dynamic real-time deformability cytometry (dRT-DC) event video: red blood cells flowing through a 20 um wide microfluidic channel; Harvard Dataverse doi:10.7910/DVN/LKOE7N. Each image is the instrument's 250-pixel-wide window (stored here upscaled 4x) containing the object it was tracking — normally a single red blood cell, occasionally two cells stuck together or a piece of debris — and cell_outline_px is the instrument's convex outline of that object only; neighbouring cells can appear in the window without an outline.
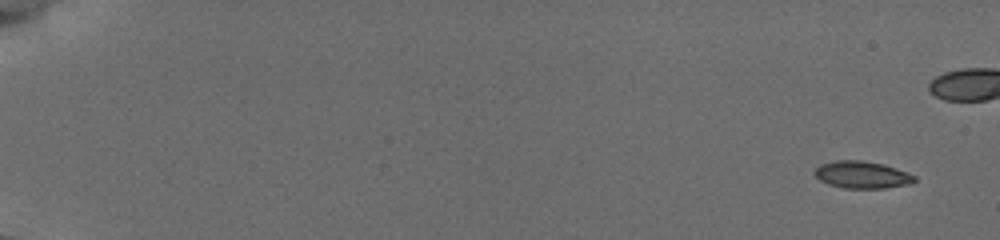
{"species": "common noctule bat (a hibernating species)", "species_latin": "Nyctalus noctula", "temperature_condition": "cold", "stored_images_in_passage": 48, "camera_frame_rate_fps": 3000, "um_per_image_px": 0.085, "animal": {"sex": "female", "body_mass_g": 19.5, "forearm_length_mm": 54.1}, "frame": {"image": 1, "passage_image": 1, "time_ms": 0.0, "image_size_px": [1000, 240], "cell_outline_px": [[916, 180], [912, 184], [884, 188], [844, 188], [828, 184], [820, 180], [812, 172], [820, 164], [836, 160], [864, 160], [884, 164], [908, 172], [916, 176]], "centroid_in_image_um": [73.29, 14.85], "position_along_channel_um": 11.7, "area_um2": 16.01}}
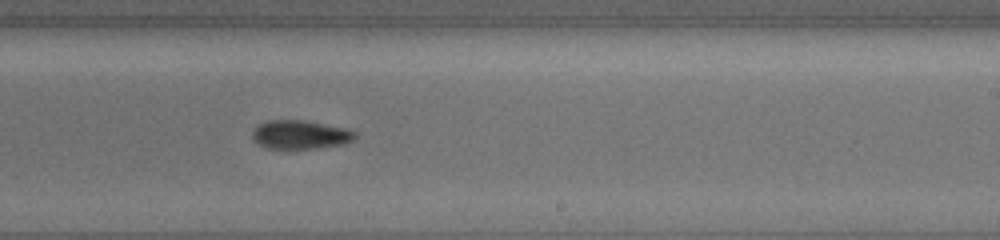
{"frame": {"image": 2, "passage_image": 35, "time_ms": 11.333, "image_size_px": [1000, 240], "cell_outline_px": [[356, 136], [352, 140], [344, 144], [320, 148], [268, 148], [252, 140], [252, 132], [260, 124], [268, 120], [304, 120], [348, 128], [356, 132]], "centroid_in_image_um": [25.56, 11.44], "position_along_channel_um": 263.4, "area_um2": 17.17}}
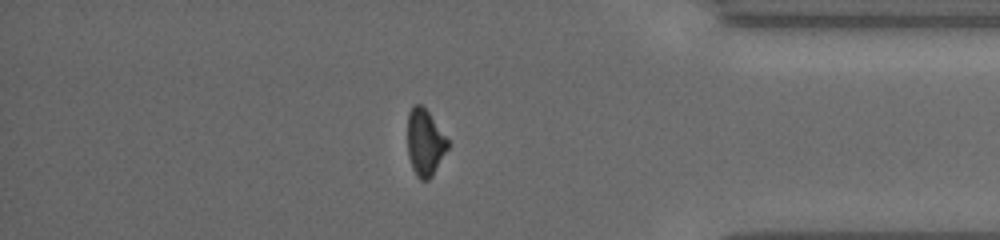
{"frame": {"image": 3, "passage_image": 47, "time_ms": 15.333, "image_size_px": [1000, 240], "cell_outline_px": [[448, 148], [432, 176], [428, 180], [420, 180], [416, 176], [412, 168], [408, 156], [408, 112], [416, 104], [420, 104], [428, 112], [448, 140]], "centroid_in_image_um": [36.1, 12.15], "position_along_channel_um": 399.1, "area_um2": 15.37}}